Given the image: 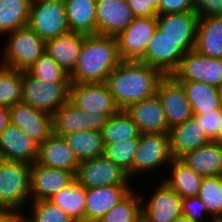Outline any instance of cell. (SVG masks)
Instances as JSON below:
<instances>
[{
    "label": "cell",
    "instance_id": "obj_1",
    "mask_svg": "<svg viewBox=\"0 0 222 222\" xmlns=\"http://www.w3.org/2000/svg\"><path fill=\"white\" fill-rule=\"evenodd\" d=\"M165 76L157 69L139 61H122L108 75L106 84L121 110L132 103L150 98L157 93Z\"/></svg>",
    "mask_w": 222,
    "mask_h": 222
},
{
    "label": "cell",
    "instance_id": "obj_2",
    "mask_svg": "<svg viewBox=\"0 0 222 222\" xmlns=\"http://www.w3.org/2000/svg\"><path fill=\"white\" fill-rule=\"evenodd\" d=\"M122 60L116 37L86 35L74 71L69 75L71 83H103Z\"/></svg>",
    "mask_w": 222,
    "mask_h": 222
},
{
    "label": "cell",
    "instance_id": "obj_3",
    "mask_svg": "<svg viewBox=\"0 0 222 222\" xmlns=\"http://www.w3.org/2000/svg\"><path fill=\"white\" fill-rule=\"evenodd\" d=\"M31 164L0 159V209L23 212L30 202Z\"/></svg>",
    "mask_w": 222,
    "mask_h": 222
},
{
    "label": "cell",
    "instance_id": "obj_4",
    "mask_svg": "<svg viewBox=\"0 0 222 222\" xmlns=\"http://www.w3.org/2000/svg\"><path fill=\"white\" fill-rule=\"evenodd\" d=\"M6 34L0 65L27 71L45 53V41L28 26Z\"/></svg>",
    "mask_w": 222,
    "mask_h": 222
},
{
    "label": "cell",
    "instance_id": "obj_5",
    "mask_svg": "<svg viewBox=\"0 0 222 222\" xmlns=\"http://www.w3.org/2000/svg\"><path fill=\"white\" fill-rule=\"evenodd\" d=\"M70 83H45L31 76L27 71H22L21 102L52 115L69 101Z\"/></svg>",
    "mask_w": 222,
    "mask_h": 222
},
{
    "label": "cell",
    "instance_id": "obj_6",
    "mask_svg": "<svg viewBox=\"0 0 222 222\" xmlns=\"http://www.w3.org/2000/svg\"><path fill=\"white\" fill-rule=\"evenodd\" d=\"M27 26L44 41L69 32L64 0H32Z\"/></svg>",
    "mask_w": 222,
    "mask_h": 222
},
{
    "label": "cell",
    "instance_id": "obj_7",
    "mask_svg": "<svg viewBox=\"0 0 222 222\" xmlns=\"http://www.w3.org/2000/svg\"><path fill=\"white\" fill-rule=\"evenodd\" d=\"M169 133H142L133 162V178L144 172L163 169L172 161ZM163 166V167H162Z\"/></svg>",
    "mask_w": 222,
    "mask_h": 222
},
{
    "label": "cell",
    "instance_id": "obj_8",
    "mask_svg": "<svg viewBox=\"0 0 222 222\" xmlns=\"http://www.w3.org/2000/svg\"><path fill=\"white\" fill-rule=\"evenodd\" d=\"M75 179L86 189L109 185H131L128 173L104 154L81 161Z\"/></svg>",
    "mask_w": 222,
    "mask_h": 222
},
{
    "label": "cell",
    "instance_id": "obj_9",
    "mask_svg": "<svg viewBox=\"0 0 222 222\" xmlns=\"http://www.w3.org/2000/svg\"><path fill=\"white\" fill-rule=\"evenodd\" d=\"M69 102L80 110L105 114L107 117L121 110L106 82L70 83Z\"/></svg>",
    "mask_w": 222,
    "mask_h": 222
},
{
    "label": "cell",
    "instance_id": "obj_10",
    "mask_svg": "<svg viewBox=\"0 0 222 222\" xmlns=\"http://www.w3.org/2000/svg\"><path fill=\"white\" fill-rule=\"evenodd\" d=\"M172 76L178 82H199L219 88L222 85V59L207 57L193 49L185 53Z\"/></svg>",
    "mask_w": 222,
    "mask_h": 222
},
{
    "label": "cell",
    "instance_id": "obj_11",
    "mask_svg": "<svg viewBox=\"0 0 222 222\" xmlns=\"http://www.w3.org/2000/svg\"><path fill=\"white\" fill-rule=\"evenodd\" d=\"M152 196L142 200V222H173L182 214V197L163 180L158 181ZM154 192V193H153Z\"/></svg>",
    "mask_w": 222,
    "mask_h": 222
},
{
    "label": "cell",
    "instance_id": "obj_12",
    "mask_svg": "<svg viewBox=\"0 0 222 222\" xmlns=\"http://www.w3.org/2000/svg\"><path fill=\"white\" fill-rule=\"evenodd\" d=\"M108 117L78 109L69 101L51 115L52 134L65 136L79 131H99Z\"/></svg>",
    "mask_w": 222,
    "mask_h": 222
},
{
    "label": "cell",
    "instance_id": "obj_13",
    "mask_svg": "<svg viewBox=\"0 0 222 222\" xmlns=\"http://www.w3.org/2000/svg\"><path fill=\"white\" fill-rule=\"evenodd\" d=\"M156 30V17H135L133 22L116 37L120 59L140 61Z\"/></svg>",
    "mask_w": 222,
    "mask_h": 222
},
{
    "label": "cell",
    "instance_id": "obj_14",
    "mask_svg": "<svg viewBox=\"0 0 222 222\" xmlns=\"http://www.w3.org/2000/svg\"><path fill=\"white\" fill-rule=\"evenodd\" d=\"M184 55L185 52L177 46V42L169 40L157 29L139 62L159 70L164 76H172Z\"/></svg>",
    "mask_w": 222,
    "mask_h": 222
},
{
    "label": "cell",
    "instance_id": "obj_15",
    "mask_svg": "<svg viewBox=\"0 0 222 222\" xmlns=\"http://www.w3.org/2000/svg\"><path fill=\"white\" fill-rule=\"evenodd\" d=\"M157 29L169 40L177 42L185 53L196 43L198 15L194 11L157 15Z\"/></svg>",
    "mask_w": 222,
    "mask_h": 222
},
{
    "label": "cell",
    "instance_id": "obj_16",
    "mask_svg": "<svg viewBox=\"0 0 222 222\" xmlns=\"http://www.w3.org/2000/svg\"><path fill=\"white\" fill-rule=\"evenodd\" d=\"M156 94L162 103L169 128L193 117L185 90L173 76H165L159 82Z\"/></svg>",
    "mask_w": 222,
    "mask_h": 222
},
{
    "label": "cell",
    "instance_id": "obj_17",
    "mask_svg": "<svg viewBox=\"0 0 222 222\" xmlns=\"http://www.w3.org/2000/svg\"><path fill=\"white\" fill-rule=\"evenodd\" d=\"M74 179L75 175L68 170L51 168L34 162L30 168V200H48Z\"/></svg>",
    "mask_w": 222,
    "mask_h": 222
},
{
    "label": "cell",
    "instance_id": "obj_18",
    "mask_svg": "<svg viewBox=\"0 0 222 222\" xmlns=\"http://www.w3.org/2000/svg\"><path fill=\"white\" fill-rule=\"evenodd\" d=\"M126 0H96V34L117 37L134 20Z\"/></svg>",
    "mask_w": 222,
    "mask_h": 222
},
{
    "label": "cell",
    "instance_id": "obj_19",
    "mask_svg": "<svg viewBox=\"0 0 222 222\" xmlns=\"http://www.w3.org/2000/svg\"><path fill=\"white\" fill-rule=\"evenodd\" d=\"M10 123L20 128L38 145L52 134L51 115L19 102L9 108Z\"/></svg>",
    "mask_w": 222,
    "mask_h": 222
},
{
    "label": "cell",
    "instance_id": "obj_20",
    "mask_svg": "<svg viewBox=\"0 0 222 222\" xmlns=\"http://www.w3.org/2000/svg\"><path fill=\"white\" fill-rule=\"evenodd\" d=\"M124 110L137 125L140 134L169 132L166 115L157 94L132 103Z\"/></svg>",
    "mask_w": 222,
    "mask_h": 222
},
{
    "label": "cell",
    "instance_id": "obj_21",
    "mask_svg": "<svg viewBox=\"0 0 222 222\" xmlns=\"http://www.w3.org/2000/svg\"><path fill=\"white\" fill-rule=\"evenodd\" d=\"M39 145L20 128L10 125L0 134V159L33 164L37 160Z\"/></svg>",
    "mask_w": 222,
    "mask_h": 222
},
{
    "label": "cell",
    "instance_id": "obj_22",
    "mask_svg": "<svg viewBox=\"0 0 222 222\" xmlns=\"http://www.w3.org/2000/svg\"><path fill=\"white\" fill-rule=\"evenodd\" d=\"M168 133L173 159H180L212 141L194 117L173 126Z\"/></svg>",
    "mask_w": 222,
    "mask_h": 222
},
{
    "label": "cell",
    "instance_id": "obj_23",
    "mask_svg": "<svg viewBox=\"0 0 222 222\" xmlns=\"http://www.w3.org/2000/svg\"><path fill=\"white\" fill-rule=\"evenodd\" d=\"M132 190L131 185L86 189L85 222H97Z\"/></svg>",
    "mask_w": 222,
    "mask_h": 222
},
{
    "label": "cell",
    "instance_id": "obj_24",
    "mask_svg": "<svg viewBox=\"0 0 222 222\" xmlns=\"http://www.w3.org/2000/svg\"><path fill=\"white\" fill-rule=\"evenodd\" d=\"M36 162L43 166L68 170L76 175L80 162L63 136L51 134L39 145Z\"/></svg>",
    "mask_w": 222,
    "mask_h": 222
},
{
    "label": "cell",
    "instance_id": "obj_25",
    "mask_svg": "<svg viewBox=\"0 0 222 222\" xmlns=\"http://www.w3.org/2000/svg\"><path fill=\"white\" fill-rule=\"evenodd\" d=\"M85 36L83 33L69 31L46 40L45 53L70 75L76 67Z\"/></svg>",
    "mask_w": 222,
    "mask_h": 222
},
{
    "label": "cell",
    "instance_id": "obj_26",
    "mask_svg": "<svg viewBox=\"0 0 222 222\" xmlns=\"http://www.w3.org/2000/svg\"><path fill=\"white\" fill-rule=\"evenodd\" d=\"M194 50L207 57L222 59V17L198 18Z\"/></svg>",
    "mask_w": 222,
    "mask_h": 222
},
{
    "label": "cell",
    "instance_id": "obj_27",
    "mask_svg": "<svg viewBox=\"0 0 222 222\" xmlns=\"http://www.w3.org/2000/svg\"><path fill=\"white\" fill-rule=\"evenodd\" d=\"M180 160L203 178L222 176V147L212 141L185 154Z\"/></svg>",
    "mask_w": 222,
    "mask_h": 222
},
{
    "label": "cell",
    "instance_id": "obj_28",
    "mask_svg": "<svg viewBox=\"0 0 222 222\" xmlns=\"http://www.w3.org/2000/svg\"><path fill=\"white\" fill-rule=\"evenodd\" d=\"M71 32L96 35V0H64Z\"/></svg>",
    "mask_w": 222,
    "mask_h": 222
},
{
    "label": "cell",
    "instance_id": "obj_29",
    "mask_svg": "<svg viewBox=\"0 0 222 222\" xmlns=\"http://www.w3.org/2000/svg\"><path fill=\"white\" fill-rule=\"evenodd\" d=\"M167 177L162 180L182 198L198 196L203 177L188 167L180 159H172Z\"/></svg>",
    "mask_w": 222,
    "mask_h": 222
},
{
    "label": "cell",
    "instance_id": "obj_30",
    "mask_svg": "<svg viewBox=\"0 0 222 222\" xmlns=\"http://www.w3.org/2000/svg\"><path fill=\"white\" fill-rule=\"evenodd\" d=\"M48 200L64 210L74 222H85L86 188L76 179Z\"/></svg>",
    "mask_w": 222,
    "mask_h": 222
},
{
    "label": "cell",
    "instance_id": "obj_31",
    "mask_svg": "<svg viewBox=\"0 0 222 222\" xmlns=\"http://www.w3.org/2000/svg\"><path fill=\"white\" fill-rule=\"evenodd\" d=\"M191 104L193 115L221 109L218 88L199 82H179Z\"/></svg>",
    "mask_w": 222,
    "mask_h": 222
},
{
    "label": "cell",
    "instance_id": "obj_32",
    "mask_svg": "<svg viewBox=\"0 0 222 222\" xmlns=\"http://www.w3.org/2000/svg\"><path fill=\"white\" fill-rule=\"evenodd\" d=\"M79 162L104 154V142L99 131H79L64 136Z\"/></svg>",
    "mask_w": 222,
    "mask_h": 222
},
{
    "label": "cell",
    "instance_id": "obj_33",
    "mask_svg": "<svg viewBox=\"0 0 222 222\" xmlns=\"http://www.w3.org/2000/svg\"><path fill=\"white\" fill-rule=\"evenodd\" d=\"M32 0H0V35L27 26Z\"/></svg>",
    "mask_w": 222,
    "mask_h": 222
},
{
    "label": "cell",
    "instance_id": "obj_34",
    "mask_svg": "<svg viewBox=\"0 0 222 222\" xmlns=\"http://www.w3.org/2000/svg\"><path fill=\"white\" fill-rule=\"evenodd\" d=\"M101 134L104 144H113L127 139L139 138L140 136L137 125L125 110H120L108 117Z\"/></svg>",
    "mask_w": 222,
    "mask_h": 222
},
{
    "label": "cell",
    "instance_id": "obj_35",
    "mask_svg": "<svg viewBox=\"0 0 222 222\" xmlns=\"http://www.w3.org/2000/svg\"><path fill=\"white\" fill-rule=\"evenodd\" d=\"M134 190L135 188L97 222H142L141 191L137 194Z\"/></svg>",
    "mask_w": 222,
    "mask_h": 222
},
{
    "label": "cell",
    "instance_id": "obj_36",
    "mask_svg": "<svg viewBox=\"0 0 222 222\" xmlns=\"http://www.w3.org/2000/svg\"><path fill=\"white\" fill-rule=\"evenodd\" d=\"M22 71L0 65V106L10 108L22 100Z\"/></svg>",
    "mask_w": 222,
    "mask_h": 222
},
{
    "label": "cell",
    "instance_id": "obj_37",
    "mask_svg": "<svg viewBox=\"0 0 222 222\" xmlns=\"http://www.w3.org/2000/svg\"><path fill=\"white\" fill-rule=\"evenodd\" d=\"M138 144L139 138L104 144V155L127 172L130 180H133V162Z\"/></svg>",
    "mask_w": 222,
    "mask_h": 222
},
{
    "label": "cell",
    "instance_id": "obj_38",
    "mask_svg": "<svg viewBox=\"0 0 222 222\" xmlns=\"http://www.w3.org/2000/svg\"><path fill=\"white\" fill-rule=\"evenodd\" d=\"M198 197L215 220H222V176L204 177Z\"/></svg>",
    "mask_w": 222,
    "mask_h": 222
},
{
    "label": "cell",
    "instance_id": "obj_39",
    "mask_svg": "<svg viewBox=\"0 0 222 222\" xmlns=\"http://www.w3.org/2000/svg\"><path fill=\"white\" fill-rule=\"evenodd\" d=\"M27 72L45 83L70 82L69 74L47 53H44Z\"/></svg>",
    "mask_w": 222,
    "mask_h": 222
},
{
    "label": "cell",
    "instance_id": "obj_40",
    "mask_svg": "<svg viewBox=\"0 0 222 222\" xmlns=\"http://www.w3.org/2000/svg\"><path fill=\"white\" fill-rule=\"evenodd\" d=\"M31 222H74L59 206L49 200L30 201Z\"/></svg>",
    "mask_w": 222,
    "mask_h": 222
},
{
    "label": "cell",
    "instance_id": "obj_41",
    "mask_svg": "<svg viewBox=\"0 0 222 222\" xmlns=\"http://www.w3.org/2000/svg\"><path fill=\"white\" fill-rule=\"evenodd\" d=\"M182 214L184 216H187L193 222H203L204 221L203 219H205L204 222L216 221L209 214L205 204L198 196H190L182 198Z\"/></svg>",
    "mask_w": 222,
    "mask_h": 222
},
{
    "label": "cell",
    "instance_id": "obj_42",
    "mask_svg": "<svg viewBox=\"0 0 222 222\" xmlns=\"http://www.w3.org/2000/svg\"><path fill=\"white\" fill-rule=\"evenodd\" d=\"M199 125L204 128L208 137L212 140L217 134L218 127L222 123V109L206 112L201 115H193Z\"/></svg>",
    "mask_w": 222,
    "mask_h": 222
},
{
    "label": "cell",
    "instance_id": "obj_43",
    "mask_svg": "<svg viewBox=\"0 0 222 222\" xmlns=\"http://www.w3.org/2000/svg\"><path fill=\"white\" fill-rule=\"evenodd\" d=\"M194 12L199 18L222 17V0H193Z\"/></svg>",
    "mask_w": 222,
    "mask_h": 222
},
{
    "label": "cell",
    "instance_id": "obj_44",
    "mask_svg": "<svg viewBox=\"0 0 222 222\" xmlns=\"http://www.w3.org/2000/svg\"><path fill=\"white\" fill-rule=\"evenodd\" d=\"M194 11L193 0H161L159 15Z\"/></svg>",
    "mask_w": 222,
    "mask_h": 222
},
{
    "label": "cell",
    "instance_id": "obj_45",
    "mask_svg": "<svg viewBox=\"0 0 222 222\" xmlns=\"http://www.w3.org/2000/svg\"><path fill=\"white\" fill-rule=\"evenodd\" d=\"M135 17H157V11L147 0H126Z\"/></svg>",
    "mask_w": 222,
    "mask_h": 222
},
{
    "label": "cell",
    "instance_id": "obj_46",
    "mask_svg": "<svg viewBox=\"0 0 222 222\" xmlns=\"http://www.w3.org/2000/svg\"><path fill=\"white\" fill-rule=\"evenodd\" d=\"M10 125L9 108L0 106V134Z\"/></svg>",
    "mask_w": 222,
    "mask_h": 222
},
{
    "label": "cell",
    "instance_id": "obj_47",
    "mask_svg": "<svg viewBox=\"0 0 222 222\" xmlns=\"http://www.w3.org/2000/svg\"><path fill=\"white\" fill-rule=\"evenodd\" d=\"M25 213H21L14 211V210H10V222H31V220L29 219V217L26 216Z\"/></svg>",
    "mask_w": 222,
    "mask_h": 222
},
{
    "label": "cell",
    "instance_id": "obj_48",
    "mask_svg": "<svg viewBox=\"0 0 222 222\" xmlns=\"http://www.w3.org/2000/svg\"><path fill=\"white\" fill-rule=\"evenodd\" d=\"M0 222H10L9 209H0Z\"/></svg>",
    "mask_w": 222,
    "mask_h": 222
},
{
    "label": "cell",
    "instance_id": "obj_49",
    "mask_svg": "<svg viewBox=\"0 0 222 222\" xmlns=\"http://www.w3.org/2000/svg\"><path fill=\"white\" fill-rule=\"evenodd\" d=\"M212 142H214V143H216V144H218V145H220L222 147V123L218 127L217 134L212 139Z\"/></svg>",
    "mask_w": 222,
    "mask_h": 222
},
{
    "label": "cell",
    "instance_id": "obj_50",
    "mask_svg": "<svg viewBox=\"0 0 222 222\" xmlns=\"http://www.w3.org/2000/svg\"><path fill=\"white\" fill-rule=\"evenodd\" d=\"M161 0H147V3H149L158 13L159 15V7H160Z\"/></svg>",
    "mask_w": 222,
    "mask_h": 222
},
{
    "label": "cell",
    "instance_id": "obj_51",
    "mask_svg": "<svg viewBox=\"0 0 222 222\" xmlns=\"http://www.w3.org/2000/svg\"><path fill=\"white\" fill-rule=\"evenodd\" d=\"M173 222H193L190 220L187 216L181 215L177 219H175Z\"/></svg>",
    "mask_w": 222,
    "mask_h": 222
},
{
    "label": "cell",
    "instance_id": "obj_52",
    "mask_svg": "<svg viewBox=\"0 0 222 222\" xmlns=\"http://www.w3.org/2000/svg\"><path fill=\"white\" fill-rule=\"evenodd\" d=\"M219 96H220V105L222 109V85L218 88Z\"/></svg>",
    "mask_w": 222,
    "mask_h": 222
}]
</instances>
